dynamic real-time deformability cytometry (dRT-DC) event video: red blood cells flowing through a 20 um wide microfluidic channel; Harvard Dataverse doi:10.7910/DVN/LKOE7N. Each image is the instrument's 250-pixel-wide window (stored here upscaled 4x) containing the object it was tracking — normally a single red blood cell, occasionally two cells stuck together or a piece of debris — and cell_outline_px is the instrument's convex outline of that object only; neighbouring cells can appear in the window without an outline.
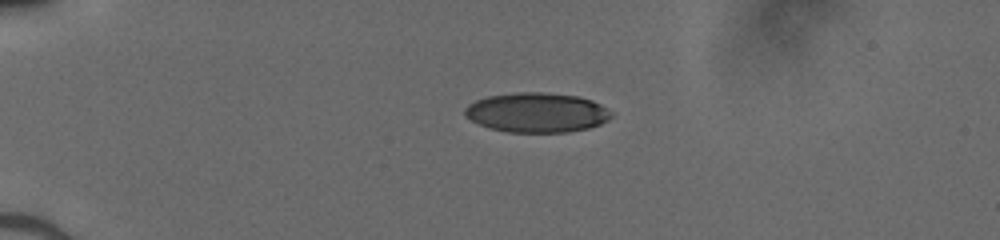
{"species": "human", "species_latin": "Homo sapiens", "temperature_condition": "cold", "stored_images_in_passage": 39, "camera_frame_rate_fps": 3000, "um_per_image_px": 0.085, "donor": {"sex": "male"}, "frame": {"image": 1, "passage_image": 1, "time_ms": 0.0, "image_size_px": [1000, 240], "cell_outline_px": [[612, 116], [608, 120], [600, 124], [588, 128], [568, 132], [508, 132], [488, 128], [464, 116], [464, 108], [468, 104], [476, 100], [488, 96], [520, 92], [540, 92], [580, 96], [592, 100], [600, 104], [612, 112]], "centroid_in_image_um": [45.63, 9.56], "position_along_channel_um": 39.4, "area_um2": 33.93}}
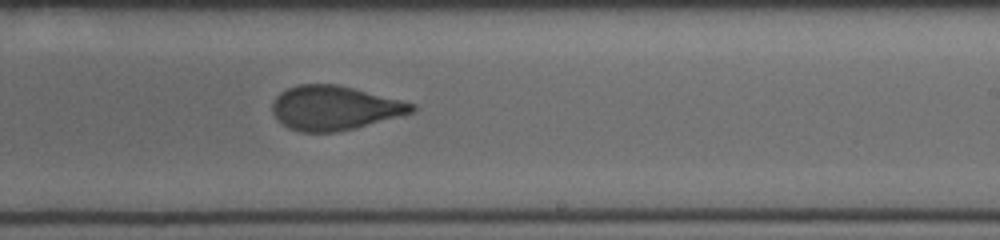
{"frame": {"image": 2, "passage_image": 21, "time_ms": 6.667, "image_size_px": [1000, 240], "cell_outline_px": [[416, 108], [412, 112], [356, 128], [336, 132], [300, 132], [288, 128], [272, 112], [272, 104], [276, 96], [280, 92], [296, 84], [336, 84], [416, 104]], "centroid_in_image_um": [28.4, 9.17], "position_along_channel_um": 260.6, "area_um2": 35.6}}
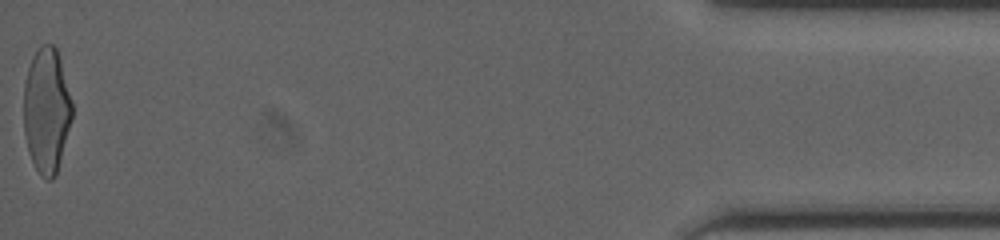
{"frame": {"image": 3, "passage_image": 39, "time_ms": 12.667, "image_size_px": [1000, 240], "cell_outline_px": [[72, 120], [56, 176], [52, 180], [48, 180], [40, 176], [28, 152], [24, 132], [24, 84], [28, 68], [32, 56], [44, 44], [52, 44], [56, 48], [60, 60], [72, 104]], "centroid_in_image_um": [3.95, 9.43], "position_along_channel_um": 431.2, "area_um2": 35.2}}